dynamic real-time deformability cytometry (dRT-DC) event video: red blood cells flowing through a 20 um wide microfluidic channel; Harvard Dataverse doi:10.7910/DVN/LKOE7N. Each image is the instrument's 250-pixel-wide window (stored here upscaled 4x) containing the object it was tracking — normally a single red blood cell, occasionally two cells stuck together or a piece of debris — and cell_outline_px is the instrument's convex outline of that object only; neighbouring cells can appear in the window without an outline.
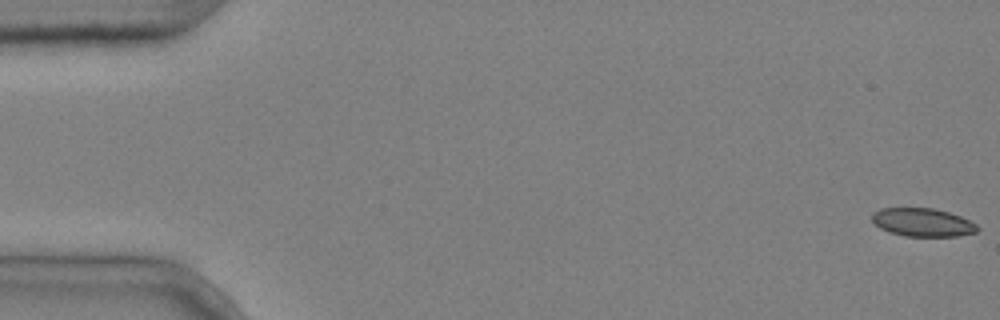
{"species": "common noctule bat (a hibernating species)", "species_latin": "Nyctalus noctula", "temperature_condition": "cold", "stored_images_in_passage": 6, "segment_of_instrument_passage": [1, 2], "camera_frame_rate_fps": 3000, "um_per_image_px": 0.085, "animal": {"sex": "male", "body_mass_g": 20.4}, "frame": {"image": 1, "passage_image": 1, "time_ms": 0.0, "image_size_px": [1000, 320], "cell_outline_px": [[980, 228], [976, 232], [956, 236], [904, 236], [888, 232], [880, 228], [872, 220], [872, 212], [880, 208], [932, 208], [948, 212], [960, 216], [976, 224]], "centroid_in_image_um": [78.4, 18.9], "position_along_channel_um": 6.6, "area_um2": 17.34}}
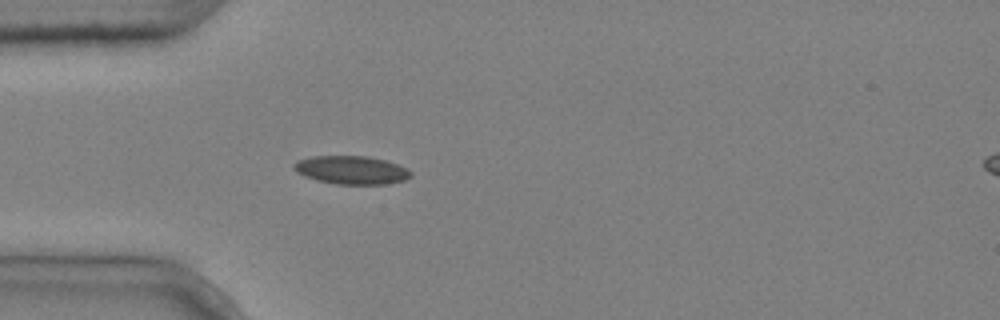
{"frame": {"image": 2, "passage_image": 5, "time_ms": 1.333, "image_size_px": [1000, 320], "cell_outline_px": [[412, 176], [404, 180], [384, 184], [336, 184], [316, 180], [304, 176], [296, 172], [292, 168], [292, 164], [296, 160], [312, 156], [368, 156], [384, 160], [408, 168], [412, 172]], "centroid_in_image_um": [29.83, 14.45], "position_along_channel_um": 55.2, "area_um2": 19.42}}